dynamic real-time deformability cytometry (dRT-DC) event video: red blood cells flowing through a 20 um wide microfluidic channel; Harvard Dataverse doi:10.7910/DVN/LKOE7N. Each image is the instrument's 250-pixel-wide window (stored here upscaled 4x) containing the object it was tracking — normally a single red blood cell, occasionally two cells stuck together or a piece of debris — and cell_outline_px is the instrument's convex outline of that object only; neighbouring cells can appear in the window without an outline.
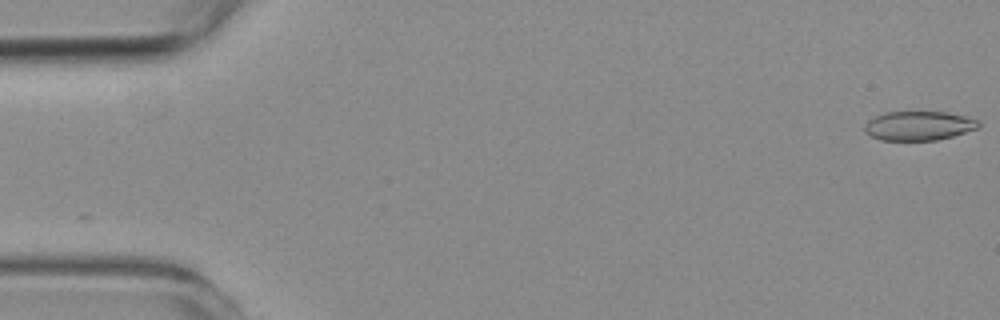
{"species": "common noctule bat (a hibernating species)", "species_latin": "Nyctalus noctula", "temperature_condition": "room temperature", "stored_images_in_passage": 6, "camera_frame_rate_fps": 3000, "um_per_image_px": 0.085, "animal": {"sex": "female", "body_mass_g": 19.3, "forearm_length_mm": 54.1}, "frame": {"image": 1, "passage_image": 1, "time_ms": 0.0, "image_size_px": [1000, 320], "cell_outline_px": [[980, 124], [976, 128], [952, 136], [936, 140], [880, 140], [864, 132], [864, 124], [868, 120], [884, 112], [948, 112], [980, 120]], "centroid_in_image_um": [78.06, 10.68], "position_along_channel_um": 6.9, "area_um2": 19.31}}